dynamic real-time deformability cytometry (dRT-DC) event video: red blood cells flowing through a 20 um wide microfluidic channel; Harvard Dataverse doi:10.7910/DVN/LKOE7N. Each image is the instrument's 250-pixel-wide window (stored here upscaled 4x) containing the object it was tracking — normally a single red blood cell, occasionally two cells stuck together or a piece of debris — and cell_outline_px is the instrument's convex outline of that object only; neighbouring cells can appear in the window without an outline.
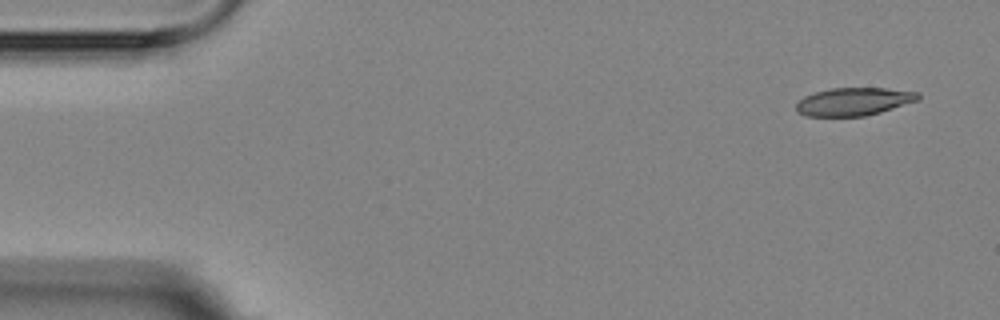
{"species": "Egyptian fruit bat (a non-hibernating species)", "species_latin": "Rousettus aegyptiacus", "temperature_condition": "room temperature", "stored_images_in_passage": 5, "segment_of_instrument_passage": [1, 2], "camera_frame_rate_fps": 3000, "um_per_image_px": 0.085, "animal": {"sex": "female"}, "frame": {"image": 1, "passage_image": 1, "time_ms": 0.0, "image_size_px": [1000, 320], "cell_outline_px": [[920, 100], [880, 112], [864, 116], [804, 116], [796, 112], [796, 104], [804, 96], [816, 92], [832, 88], [884, 88], [920, 92]], "centroid_in_image_um": [72.58, 8.64], "position_along_channel_um": 12.4, "area_um2": 19.88}}
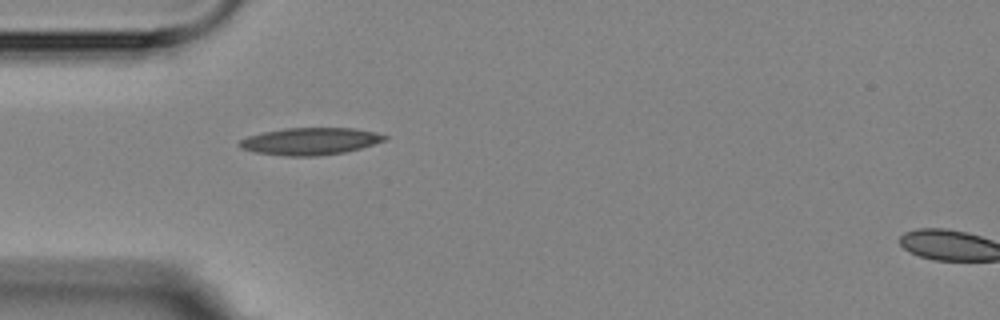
{"frame": {"image": 2, "passage_image": 4, "time_ms": 4.333, "image_size_px": [1000, 320], "cell_outline_px": [[388, 140], [360, 148], [344, 152], [316, 156], [284, 156], [256, 152], [240, 148], [236, 144], [240, 140], [248, 136], [264, 132], [284, 128], [356, 128], [376, 132], [388, 136]], "centroid_in_image_um": [26.38, 12.0], "position_along_channel_um": 58.6, "area_um2": 23.06}}